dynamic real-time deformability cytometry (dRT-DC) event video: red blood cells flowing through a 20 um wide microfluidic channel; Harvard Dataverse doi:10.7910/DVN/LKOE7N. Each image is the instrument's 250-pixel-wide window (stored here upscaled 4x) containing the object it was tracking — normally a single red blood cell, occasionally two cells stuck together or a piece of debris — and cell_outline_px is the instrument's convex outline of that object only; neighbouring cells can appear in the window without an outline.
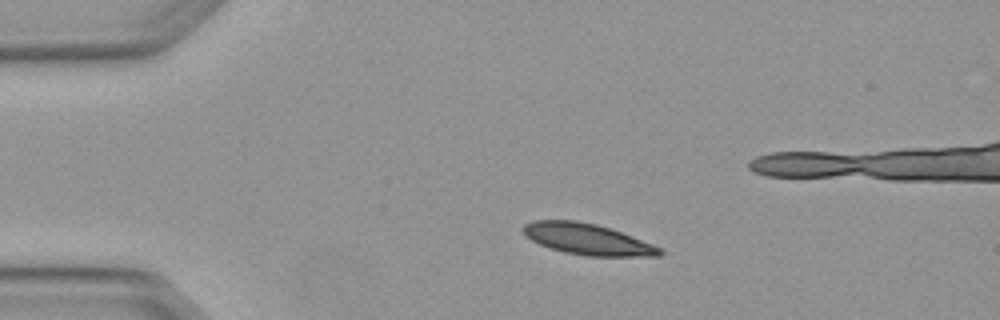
{"species": "Egyptian fruit bat (a non-hibernating species)", "species_latin": "Rousettus aegyptiacus", "temperature_condition": "warm", "stored_images_in_passage": 3, "camera_frame_rate_fps": 3000, "um_per_image_px": 0.085, "animal": {"sex": "female"}, "frame": {"image": 1, "passage_image": 1, "time_ms": 0.0, "image_size_px": [1000, 320], "cell_outline_px": [[664, 252], [660, 256], [588, 256], [564, 252], [548, 248], [532, 240], [524, 232], [524, 224], [536, 220], [576, 220], [596, 224], [620, 232], [652, 244], [660, 248]], "centroid_in_image_um": [49.93, 20.34], "position_along_channel_um": 35.1, "area_um2": 24.39}}